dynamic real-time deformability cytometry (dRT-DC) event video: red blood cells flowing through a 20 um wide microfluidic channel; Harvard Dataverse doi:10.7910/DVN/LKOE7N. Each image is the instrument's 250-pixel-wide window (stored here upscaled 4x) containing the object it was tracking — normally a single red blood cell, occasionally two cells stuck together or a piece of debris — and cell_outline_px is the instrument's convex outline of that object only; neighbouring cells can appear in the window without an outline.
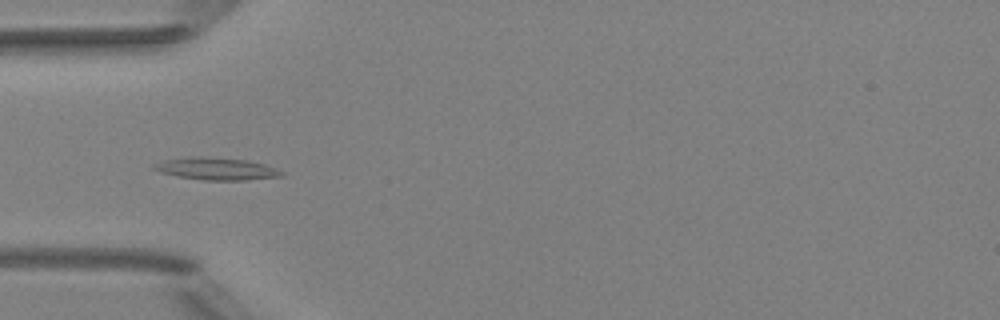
{"species": "Egyptian fruit bat (a non-hibernating species)", "species_latin": "Rousettus aegyptiacus", "temperature_condition": "room temperature", "stored_images_in_passage": 4, "camera_frame_rate_fps": 3000, "um_per_image_px": 0.085, "animal": {"sex": "female"}, "frame": {"image": 1, "passage_image": 4, "time_ms": 3.333, "image_size_px": [1000, 320], "cell_outline_px": [[284, 176], [244, 180], [204, 180], [176, 176], [160, 172], [152, 168], [152, 164], [164, 160], [192, 156], [200, 156], [248, 160], [264, 164], [284, 172]], "centroid_in_image_um": [18.37, 14.34], "position_along_channel_um": 66.6, "area_um2": 16.59}}